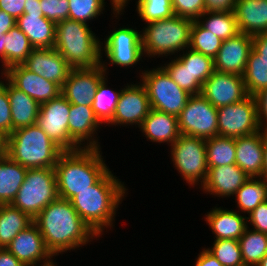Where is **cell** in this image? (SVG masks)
<instances>
[{"label":"cell","instance_id":"6da1fadb","mask_svg":"<svg viewBox=\"0 0 267 266\" xmlns=\"http://www.w3.org/2000/svg\"><path fill=\"white\" fill-rule=\"evenodd\" d=\"M53 256L82 247L97 235L83 221L70 200L58 198L45 207L34 219ZM82 245V246H80Z\"/></svg>","mask_w":267,"mask_h":266},{"label":"cell","instance_id":"7a4b0ae2","mask_svg":"<svg viewBox=\"0 0 267 266\" xmlns=\"http://www.w3.org/2000/svg\"><path fill=\"white\" fill-rule=\"evenodd\" d=\"M127 189L109 170L96 184L80 191L70 201L83 221L100 237L113 225L116 209Z\"/></svg>","mask_w":267,"mask_h":266},{"label":"cell","instance_id":"3957f363","mask_svg":"<svg viewBox=\"0 0 267 266\" xmlns=\"http://www.w3.org/2000/svg\"><path fill=\"white\" fill-rule=\"evenodd\" d=\"M100 148L63 151L54 166L59 198L71 200L96 184L108 171Z\"/></svg>","mask_w":267,"mask_h":266},{"label":"cell","instance_id":"277c9868","mask_svg":"<svg viewBox=\"0 0 267 266\" xmlns=\"http://www.w3.org/2000/svg\"><path fill=\"white\" fill-rule=\"evenodd\" d=\"M98 39L86 23L70 19L56 23L54 48L73 69L101 65L103 53Z\"/></svg>","mask_w":267,"mask_h":266},{"label":"cell","instance_id":"5b68a950","mask_svg":"<svg viewBox=\"0 0 267 266\" xmlns=\"http://www.w3.org/2000/svg\"><path fill=\"white\" fill-rule=\"evenodd\" d=\"M62 152L36 124L13 131L5 142V154L28 169L54 168Z\"/></svg>","mask_w":267,"mask_h":266},{"label":"cell","instance_id":"8992f818","mask_svg":"<svg viewBox=\"0 0 267 266\" xmlns=\"http://www.w3.org/2000/svg\"><path fill=\"white\" fill-rule=\"evenodd\" d=\"M192 23L177 15L148 23L141 33L143 54L159 57L188 49Z\"/></svg>","mask_w":267,"mask_h":266},{"label":"cell","instance_id":"52a82bcc","mask_svg":"<svg viewBox=\"0 0 267 266\" xmlns=\"http://www.w3.org/2000/svg\"><path fill=\"white\" fill-rule=\"evenodd\" d=\"M59 198L54 168H30L11 205L34 219Z\"/></svg>","mask_w":267,"mask_h":266},{"label":"cell","instance_id":"ba28073f","mask_svg":"<svg viewBox=\"0 0 267 266\" xmlns=\"http://www.w3.org/2000/svg\"><path fill=\"white\" fill-rule=\"evenodd\" d=\"M140 76L147 90L150 107L178 117L191 95L181 89L162 66L146 70Z\"/></svg>","mask_w":267,"mask_h":266},{"label":"cell","instance_id":"9c48e42d","mask_svg":"<svg viewBox=\"0 0 267 266\" xmlns=\"http://www.w3.org/2000/svg\"><path fill=\"white\" fill-rule=\"evenodd\" d=\"M171 146V155L174 167L179 171L189 185L201 186L208 175L206 156V140L180 135Z\"/></svg>","mask_w":267,"mask_h":266},{"label":"cell","instance_id":"30bf717a","mask_svg":"<svg viewBox=\"0 0 267 266\" xmlns=\"http://www.w3.org/2000/svg\"><path fill=\"white\" fill-rule=\"evenodd\" d=\"M181 135L204 140L218 136V115L214 107L202 94L191 95L178 116Z\"/></svg>","mask_w":267,"mask_h":266},{"label":"cell","instance_id":"8fae6325","mask_svg":"<svg viewBox=\"0 0 267 266\" xmlns=\"http://www.w3.org/2000/svg\"><path fill=\"white\" fill-rule=\"evenodd\" d=\"M218 136L239 138L260 131L255 98L248 95L243 100L217 108Z\"/></svg>","mask_w":267,"mask_h":266},{"label":"cell","instance_id":"7c38bea8","mask_svg":"<svg viewBox=\"0 0 267 266\" xmlns=\"http://www.w3.org/2000/svg\"><path fill=\"white\" fill-rule=\"evenodd\" d=\"M69 111L70 103L60 94L56 98L40 104L36 121V125L63 151L82 148L69 136Z\"/></svg>","mask_w":267,"mask_h":266},{"label":"cell","instance_id":"4fadbf2b","mask_svg":"<svg viewBox=\"0 0 267 266\" xmlns=\"http://www.w3.org/2000/svg\"><path fill=\"white\" fill-rule=\"evenodd\" d=\"M104 62L95 68L72 69L61 86V94L70 104L92 106L100 81L106 77Z\"/></svg>","mask_w":267,"mask_h":266},{"label":"cell","instance_id":"5bb4252c","mask_svg":"<svg viewBox=\"0 0 267 266\" xmlns=\"http://www.w3.org/2000/svg\"><path fill=\"white\" fill-rule=\"evenodd\" d=\"M104 42L103 49L110 65L130 67L136 65L144 56L141 31L138 33L132 28L122 27L114 30Z\"/></svg>","mask_w":267,"mask_h":266},{"label":"cell","instance_id":"9a60e30c","mask_svg":"<svg viewBox=\"0 0 267 266\" xmlns=\"http://www.w3.org/2000/svg\"><path fill=\"white\" fill-rule=\"evenodd\" d=\"M201 94L216 108L235 104L248 96L243 76L214 71Z\"/></svg>","mask_w":267,"mask_h":266},{"label":"cell","instance_id":"2e32d148","mask_svg":"<svg viewBox=\"0 0 267 266\" xmlns=\"http://www.w3.org/2000/svg\"><path fill=\"white\" fill-rule=\"evenodd\" d=\"M150 109L145 86L142 83H138V85L134 83L127 84L121 91L115 113L108 125L137 124L140 127Z\"/></svg>","mask_w":267,"mask_h":266},{"label":"cell","instance_id":"e0dca14e","mask_svg":"<svg viewBox=\"0 0 267 266\" xmlns=\"http://www.w3.org/2000/svg\"><path fill=\"white\" fill-rule=\"evenodd\" d=\"M6 249L15 255L26 266H52L53 255L47 249L44 238L38 227L33 222L30 226L20 231L7 245Z\"/></svg>","mask_w":267,"mask_h":266},{"label":"cell","instance_id":"ac0fdd59","mask_svg":"<svg viewBox=\"0 0 267 266\" xmlns=\"http://www.w3.org/2000/svg\"><path fill=\"white\" fill-rule=\"evenodd\" d=\"M14 87L32 97L39 104L50 101L61 94V87L40 75L15 65L1 73Z\"/></svg>","mask_w":267,"mask_h":266},{"label":"cell","instance_id":"d6986e66","mask_svg":"<svg viewBox=\"0 0 267 266\" xmlns=\"http://www.w3.org/2000/svg\"><path fill=\"white\" fill-rule=\"evenodd\" d=\"M253 48L252 36L238 33L222 42L214 58V70L243 76L249 53Z\"/></svg>","mask_w":267,"mask_h":266},{"label":"cell","instance_id":"ffe728a7","mask_svg":"<svg viewBox=\"0 0 267 266\" xmlns=\"http://www.w3.org/2000/svg\"><path fill=\"white\" fill-rule=\"evenodd\" d=\"M22 65L60 87L73 69L55 48L33 49Z\"/></svg>","mask_w":267,"mask_h":266},{"label":"cell","instance_id":"44dd1931","mask_svg":"<svg viewBox=\"0 0 267 266\" xmlns=\"http://www.w3.org/2000/svg\"><path fill=\"white\" fill-rule=\"evenodd\" d=\"M206 181L201 188L217 197L234 196L250 177L236 164L208 167Z\"/></svg>","mask_w":267,"mask_h":266},{"label":"cell","instance_id":"7402d4cb","mask_svg":"<svg viewBox=\"0 0 267 266\" xmlns=\"http://www.w3.org/2000/svg\"><path fill=\"white\" fill-rule=\"evenodd\" d=\"M264 132L235 138L236 165L250 178H261L263 170Z\"/></svg>","mask_w":267,"mask_h":266},{"label":"cell","instance_id":"603a6c76","mask_svg":"<svg viewBox=\"0 0 267 266\" xmlns=\"http://www.w3.org/2000/svg\"><path fill=\"white\" fill-rule=\"evenodd\" d=\"M100 124V121L94 114L92 106L70 104L68 122L69 136L80 147L83 148L81 145L84 144L83 141L85 142V140H87V142H85L87 145L85 146L84 144V148H100L98 141L94 137Z\"/></svg>","mask_w":267,"mask_h":266},{"label":"cell","instance_id":"cb8c5ba5","mask_svg":"<svg viewBox=\"0 0 267 266\" xmlns=\"http://www.w3.org/2000/svg\"><path fill=\"white\" fill-rule=\"evenodd\" d=\"M238 30L250 36L267 32V0H236Z\"/></svg>","mask_w":267,"mask_h":266},{"label":"cell","instance_id":"d4e9b609","mask_svg":"<svg viewBox=\"0 0 267 266\" xmlns=\"http://www.w3.org/2000/svg\"><path fill=\"white\" fill-rule=\"evenodd\" d=\"M16 25L34 49L54 48L56 23L43 14H23L16 20Z\"/></svg>","mask_w":267,"mask_h":266},{"label":"cell","instance_id":"484cf974","mask_svg":"<svg viewBox=\"0 0 267 266\" xmlns=\"http://www.w3.org/2000/svg\"><path fill=\"white\" fill-rule=\"evenodd\" d=\"M139 128L146 138L155 143L167 142L172 145L181 135L178 117L152 108Z\"/></svg>","mask_w":267,"mask_h":266},{"label":"cell","instance_id":"4316f807","mask_svg":"<svg viewBox=\"0 0 267 266\" xmlns=\"http://www.w3.org/2000/svg\"><path fill=\"white\" fill-rule=\"evenodd\" d=\"M216 235L215 240L233 239L239 240L248 227L247 217L240 215L234 210H224L222 208L212 209L205 218Z\"/></svg>","mask_w":267,"mask_h":266},{"label":"cell","instance_id":"83f0119b","mask_svg":"<svg viewBox=\"0 0 267 266\" xmlns=\"http://www.w3.org/2000/svg\"><path fill=\"white\" fill-rule=\"evenodd\" d=\"M7 94L9 97L13 131L27 126L35 125L40 104L23 91L7 82Z\"/></svg>","mask_w":267,"mask_h":266},{"label":"cell","instance_id":"f1b7e54d","mask_svg":"<svg viewBox=\"0 0 267 266\" xmlns=\"http://www.w3.org/2000/svg\"><path fill=\"white\" fill-rule=\"evenodd\" d=\"M28 168L5 153L0 156V204H11L23 184Z\"/></svg>","mask_w":267,"mask_h":266},{"label":"cell","instance_id":"f546056e","mask_svg":"<svg viewBox=\"0 0 267 266\" xmlns=\"http://www.w3.org/2000/svg\"><path fill=\"white\" fill-rule=\"evenodd\" d=\"M33 223V219L11 204H0V248Z\"/></svg>","mask_w":267,"mask_h":266},{"label":"cell","instance_id":"4dcf8cb0","mask_svg":"<svg viewBox=\"0 0 267 266\" xmlns=\"http://www.w3.org/2000/svg\"><path fill=\"white\" fill-rule=\"evenodd\" d=\"M5 71L15 65H22L34 49L28 37L15 25L4 38Z\"/></svg>","mask_w":267,"mask_h":266},{"label":"cell","instance_id":"1f68e13d","mask_svg":"<svg viewBox=\"0 0 267 266\" xmlns=\"http://www.w3.org/2000/svg\"><path fill=\"white\" fill-rule=\"evenodd\" d=\"M208 16V17H205ZM203 17V18H202ZM205 18V20H204ZM204 20V21H201ZM197 22L206 30L211 31L219 39L225 41L236 36L239 32L234 12L205 11Z\"/></svg>","mask_w":267,"mask_h":266},{"label":"cell","instance_id":"d6a6232c","mask_svg":"<svg viewBox=\"0 0 267 266\" xmlns=\"http://www.w3.org/2000/svg\"><path fill=\"white\" fill-rule=\"evenodd\" d=\"M208 167L236 164L235 138L215 136L206 140Z\"/></svg>","mask_w":267,"mask_h":266},{"label":"cell","instance_id":"836d02e7","mask_svg":"<svg viewBox=\"0 0 267 266\" xmlns=\"http://www.w3.org/2000/svg\"><path fill=\"white\" fill-rule=\"evenodd\" d=\"M235 195L239 210L250 214L259 204L267 201V182L260 177L250 178Z\"/></svg>","mask_w":267,"mask_h":266},{"label":"cell","instance_id":"e575fe53","mask_svg":"<svg viewBox=\"0 0 267 266\" xmlns=\"http://www.w3.org/2000/svg\"><path fill=\"white\" fill-rule=\"evenodd\" d=\"M248 228L239 238L243 263L245 266H257L267 254V234Z\"/></svg>","mask_w":267,"mask_h":266},{"label":"cell","instance_id":"d590c367","mask_svg":"<svg viewBox=\"0 0 267 266\" xmlns=\"http://www.w3.org/2000/svg\"><path fill=\"white\" fill-rule=\"evenodd\" d=\"M248 95L254 96L267 88V61L252 48L243 74Z\"/></svg>","mask_w":267,"mask_h":266},{"label":"cell","instance_id":"8d00e7d4","mask_svg":"<svg viewBox=\"0 0 267 266\" xmlns=\"http://www.w3.org/2000/svg\"><path fill=\"white\" fill-rule=\"evenodd\" d=\"M106 81L105 77L100 81L92 102V109L96 118L104 125L112 120L122 91L109 89L106 87Z\"/></svg>","mask_w":267,"mask_h":266},{"label":"cell","instance_id":"74e56055","mask_svg":"<svg viewBox=\"0 0 267 266\" xmlns=\"http://www.w3.org/2000/svg\"><path fill=\"white\" fill-rule=\"evenodd\" d=\"M223 40L211 31L204 29L197 21H193L190 30L189 49L212 57L217 56Z\"/></svg>","mask_w":267,"mask_h":266},{"label":"cell","instance_id":"f35d334b","mask_svg":"<svg viewBox=\"0 0 267 266\" xmlns=\"http://www.w3.org/2000/svg\"><path fill=\"white\" fill-rule=\"evenodd\" d=\"M184 53L183 51V55H179L178 59L188 68L192 76L203 84L215 71L214 59L191 49Z\"/></svg>","mask_w":267,"mask_h":266},{"label":"cell","instance_id":"ab89813d","mask_svg":"<svg viewBox=\"0 0 267 266\" xmlns=\"http://www.w3.org/2000/svg\"><path fill=\"white\" fill-rule=\"evenodd\" d=\"M166 65L163 68L181 89L190 95L201 94L203 84L192 76L188 68L177 57Z\"/></svg>","mask_w":267,"mask_h":266},{"label":"cell","instance_id":"60d3db41","mask_svg":"<svg viewBox=\"0 0 267 266\" xmlns=\"http://www.w3.org/2000/svg\"><path fill=\"white\" fill-rule=\"evenodd\" d=\"M223 266H245L239 240H215L213 247L207 249Z\"/></svg>","mask_w":267,"mask_h":266},{"label":"cell","instance_id":"b9f144b4","mask_svg":"<svg viewBox=\"0 0 267 266\" xmlns=\"http://www.w3.org/2000/svg\"><path fill=\"white\" fill-rule=\"evenodd\" d=\"M137 12L143 21L150 23L174 15L172 0H138Z\"/></svg>","mask_w":267,"mask_h":266},{"label":"cell","instance_id":"7bdbcfd3","mask_svg":"<svg viewBox=\"0 0 267 266\" xmlns=\"http://www.w3.org/2000/svg\"><path fill=\"white\" fill-rule=\"evenodd\" d=\"M69 19L87 24L104 10L105 0H68Z\"/></svg>","mask_w":267,"mask_h":266},{"label":"cell","instance_id":"ee69618b","mask_svg":"<svg viewBox=\"0 0 267 266\" xmlns=\"http://www.w3.org/2000/svg\"><path fill=\"white\" fill-rule=\"evenodd\" d=\"M174 15L197 21L205 12L204 0H172Z\"/></svg>","mask_w":267,"mask_h":266},{"label":"cell","instance_id":"f6af8a7d","mask_svg":"<svg viewBox=\"0 0 267 266\" xmlns=\"http://www.w3.org/2000/svg\"><path fill=\"white\" fill-rule=\"evenodd\" d=\"M40 5L44 17L55 23L69 19L68 0H40Z\"/></svg>","mask_w":267,"mask_h":266},{"label":"cell","instance_id":"bcb514c9","mask_svg":"<svg viewBox=\"0 0 267 266\" xmlns=\"http://www.w3.org/2000/svg\"><path fill=\"white\" fill-rule=\"evenodd\" d=\"M13 132L11 108L7 94V83L0 81V134L7 138Z\"/></svg>","mask_w":267,"mask_h":266},{"label":"cell","instance_id":"7dc6e473","mask_svg":"<svg viewBox=\"0 0 267 266\" xmlns=\"http://www.w3.org/2000/svg\"><path fill=\"white\" fill-rule=\"evenodd\" d=\"M247 222L253 225V230L267 234V201L259 204L247 217Z\"/></svg>","mask_w":267,"mask_h":266},{"label":"cell","instance_id":"c3c4849f","mask_svg":"<svg viewBox=\"0 0 267 266\" xmlns=\"http://www.w3.org/2000/svg\"><path fill=\"white\" fill-rule=\"evenodd\" d=\"M253 97L255 98L256 101L258 123L260 130L263 131L264 133H267V88L259 91ZM263 117L264 119L262 120ZM262 126H264L265 128L263 129Z\"/></svg>","mask_w":267,"mask_h":266},{"label":"cell","instance_id":"681fc988","mask_svg":"<svg viewBox=\"0 0 267 266\" xmlns=\"http://www.w3.org/2000/svg\"><path fill=\"white\" fill-rule=\"evenodd\" d=\"M25 0H0V9L17 20L24 13Z\"/></svg>","mask_w":267,"mask_h":266},{"label":"cell","instance_id":"f907efd6","mask_svg":"<svg viewBox=\"0 0 267 266\" xmlns=\"http://www.w3.org/2000/svg\"><path fill=\"white\" fill-rule=\"evenodd\" d=\"M207 12H234L236 0H204Z\"/></svg>","mask_w":267,"mask_h":266},{"label":"cell","instance_id":"816d5d0a","mask_svg":"<svg viewBox=\"0 0 267 266\" xmlns=\"http://www.w3.org/2000/svg\"><path fill=\"white\" fill-rule=\"evenodd\" d=\"M253 49L267 61V32L252 36Z\"/></svg>","mask_w":267,"mask_h":266},{"label":"cell","instance_id":"f5cc1de1","mask_svg":"<svg viewBox=\"0 0 267 266\" xmlns=\"http://www.w3.org/2000/svg\"><path fill=\"white\" fill-rule=\"evenodd\" d=\"M195 266H223L212 253H210L207 249L204 248L202 252H200Z\"/></svg>","mask_w":267,"mask_h":266},{"label":"cell","instance_id":"db71d44e","mask_svg":"<svg viewBox=\"0 0 267 266\" xmlns=\"http://www.w3.org/2000/svg\"><path fill=\"white\" fill-rule=\"evenodd\" d=\"M0 266H26L6 248H0Z\"/></svg>","mask_w":267,"mask_h":266},{"label":"cell","instance_id":"11a10c76","mask_svg":"<svg viewBox=\"0 0 267 266\" xmlns=\"http://www.w3.org/2000/svg\"><path fill=\"white\" fill-rule=\"evenodd\" d=\"M16 25V20L0 9V34L8 33Z\"/></svg>","mask_w":267,"mask_h":266},{"label":"cell","instance_id":"9f6ffc18","mask_svg":"<svg viewBox=\"0 0 267 266\" xmlns=\"http://www.w3.org/2000/svg\"><path fill=\"white\" fill-rule=\"evenodd\" d=\"M23 14H43L41 10L40 0H25V8Z\"/></svg>","mask_w":267,"mask_h":266},{"label":"cell","instance_id":"6f0895ef","mask_svg":"<svg viewBox=\"0 0 267 266\" xmlns=\"http://www.w3.org/2000/svg\"><path fill=\"white\" fill-rule=\"evenodd\" d=\"M261 177L267 182V133H264L263 170Z\"/></svg>","mask_w":267,"mask_h":266},{"label":"cell","instance_id":"680465c9","mask_svg":"<svg viewBox=\"0 0 267 266\" xmlns=\"http://www.w3.org/2000/svg\"><path fill=\"white\" fill-rule=\"evenodd\" d=\"M129 0H111V5L113 6V14H115L117 17V15L119 16V14L122 12V10H124L126 4L128 3ZM115 12V13H114Z\"/></svg>","mask_w":267,"mask_h":266},{"label":"cell","instance_id":"91938a15","mask_svg":"<svg viewBox=\"0 0 267 266\" xmlns=\"http://www.w3.org/2000/svg\"><path fill=\"white\" fill-rule=\"evenodd\" d=\"M4 38H6V34H0V57L2 60V63L4 65L2 73L5 71V44H4Z\"/></svg>","mask_w":267,"mask_h":266},{"label":"cell","instance_id":"94428289","mask_svg":"<svg viewBox=\"0 0 267 266\" xmlns=\"http://www.w3.org/2000/svg\"><path fill=\"white\" fill-rule=\"evenodd\" d=\"M6 138L0 134V156L5 153Z\"/></svg>","mask_w":267,"mask_h":266},{"label":"cell","instance_id":"6125c7cd","mask_svg":"<svg viewBox=\"0 0 267 266\" xmlns=\"http://www.w3.org/2000/svg\"><path fill=\"white\" fill-rule=\"evenodd\" d=\"M257 266H267V254L261 259Z\"/></svg>","mask_w":267,"mask_h":266}]
</instances>
